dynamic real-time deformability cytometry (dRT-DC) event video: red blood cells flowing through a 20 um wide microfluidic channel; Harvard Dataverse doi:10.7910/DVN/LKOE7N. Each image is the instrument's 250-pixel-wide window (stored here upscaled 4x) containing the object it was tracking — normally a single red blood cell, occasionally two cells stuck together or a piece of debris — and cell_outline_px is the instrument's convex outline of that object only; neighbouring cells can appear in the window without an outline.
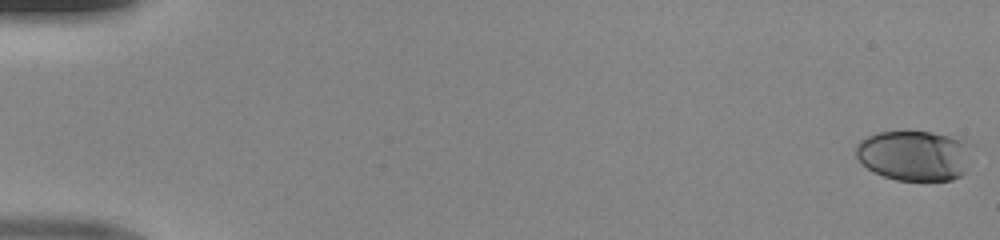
{"species": "human", "species_latin": "Homo sapiens", "temperature_condition": "room temperature", "stored_images_in_passage": 50, "camera_frame_rate_fps": 3000, "um_per_image_px": 0.085, "donor": {"sex": "male"}, "frame": {"image": 1, "passage_image": 1, "time_ms": 0.0, "image_size_px": [1000, 240], "cell_outline_px": [[976, 144], [964, 172], [960, 176], [952, 180], [896, 180], [872, 172], [856, 156], [856, 144], [860, 140], [876, 132], [908, 128], [932, 132], [948, 136]], "centroid_in_image_um": [77.75, 13.16], "position_along_channel_um": 7.3, "area_um2": 35.08}}
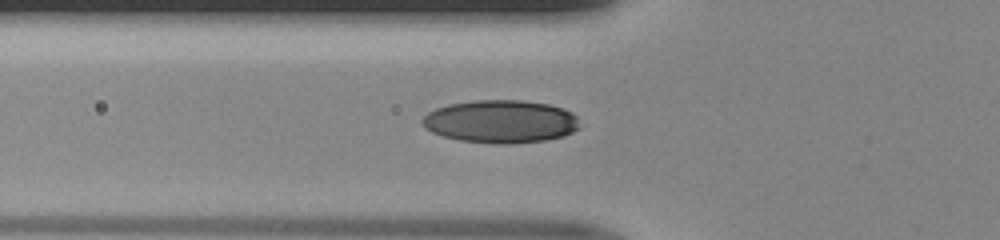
{"frame": {"image": 2, "passage_image": 19, "time_ms": 6.0, "image_size_px": [1000, 240], "cell_outline_px": [[580, 128], [564, 136], [544, 140], [504, 144], [492, 144], [460, 140], [444, 136], [432, 132], [424, 128], [420, 120], [428, 112], [436, 108], [448, 104], [472, 100], [520, 100], [548, 104], [572, 112], [576, 116]], "centroid_in_image_um": [42.53, 10.32], "position_along_channel_um": 83.3, "area_um2": 39.42}}
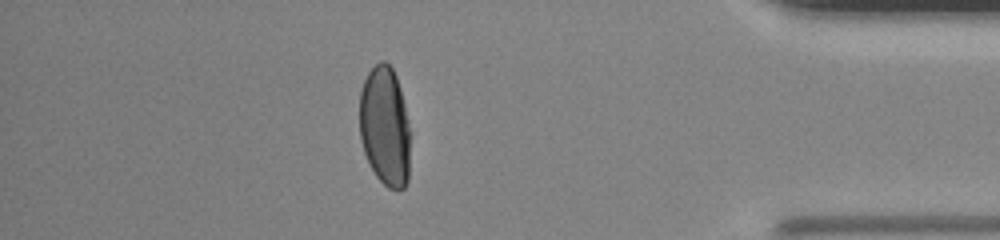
{"frame": {"image": 3, "passage_image": 44, "time_ms": 14.333, "image_size_px": [1000, 240], "cell_outline_px": [[408, 180], [404, 188], [388, 188], [376, 176], [364, 152], [360, 140], [360, 92], [364, 80], [368, 72], [380, 60], [384, 60], [392, 68], [396, 76], [400, 88], [408, 120]], "centroid_in_image_um": [32.7, 10.71], "position_along_channel_um": 402.5, "area_um2": 34.97}}